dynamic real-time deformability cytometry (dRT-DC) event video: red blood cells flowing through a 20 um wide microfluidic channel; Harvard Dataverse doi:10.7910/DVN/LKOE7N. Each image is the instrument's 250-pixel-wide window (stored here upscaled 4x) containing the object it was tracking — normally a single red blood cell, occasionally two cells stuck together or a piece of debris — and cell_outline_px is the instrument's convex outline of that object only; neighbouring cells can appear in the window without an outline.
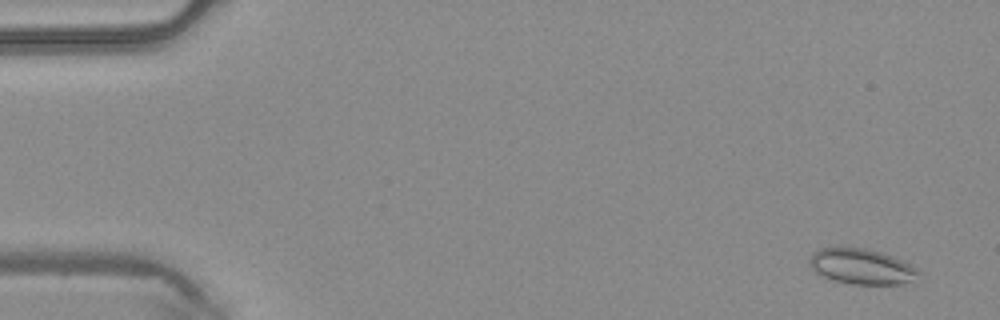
{"species": "common noctule bat (a hibernating species)", "species_latin": "Nyctalus noctula", "temperature_condition": "warm", "stored_images_in_passage": 48, "camera_frame_rate_fps": 3000, "um_per_image_px": 0.085, "animal": {"sex": "male", "body_mass_g": 20.4}, "frame": {"image": 1, "passage_image": 3, "time_ms": 0.667, "image_size_px": [1000, 320], "cell_outline_px": [[920, 272], [908, 280], [900, 284], [852, 284], [832, 280], [816, 272], [808, 264], [808, 256], [812, 252], [820, 248], [836, 244], [864, 248], [880, 252], [892, 256], [916, 268]], "centroid_in_image_um": [73.08, 22.59], "position_along_channel_um": 11.9, "area_um2": 22.72}}
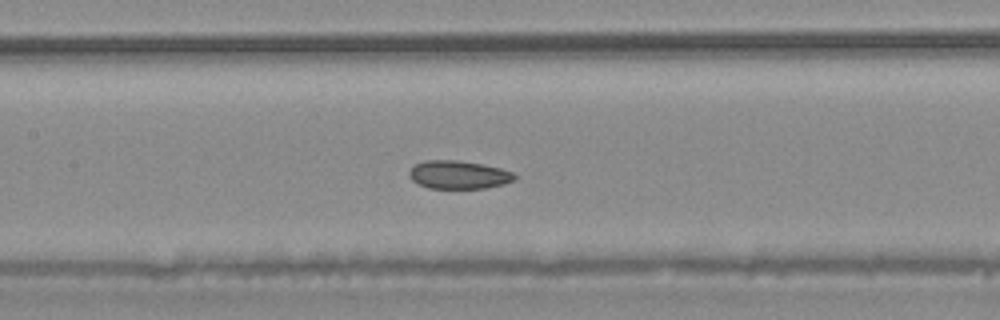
{"frame": {"image": 2, "passage_image": 23, "time_ms": 7.333, "image_size_px": [1000, 320], "cell_outline_px": [[516, 176], [512, 180], [504, 184], [484, 188], [428, 188], [412, 180], [408, 176], [408, 172], [416, 164], [424, 160], [456, 160], [484, 164], [500, 168], [512, 172]], "centroid_in_image_um": [38.96, 14.85], "position_along_channel_um": 168.4, "area_um2": 17.22}}
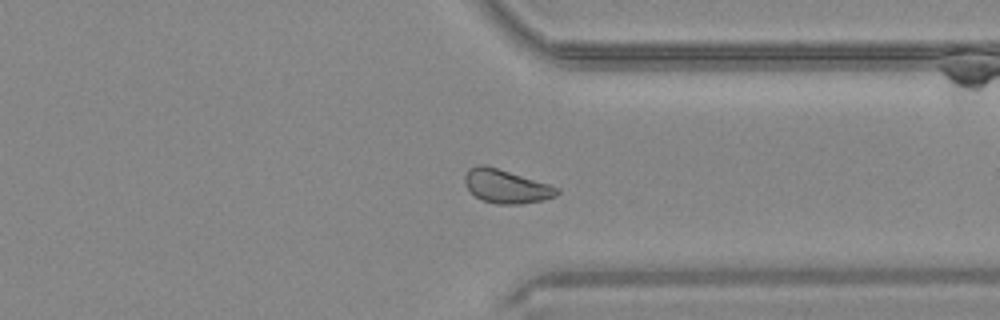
{"frame": {"image": 3, "passage_image": 37, "time_ms": 12.0, "image_size_px": [1000, 320], "cell_outline_px": [[560, 192], [556, 196], [544, 200], [520, 204], [496, 204], [484, 200], [476, 196], [464, 184], [464, 176], [468, 168], [476, 164], [484, 164], [548, 184], [560, 188]], "centroid_in_image_um": [43.01, 15.83], "position_along_channel_um": 368.4, "area_um2": 17.98}}